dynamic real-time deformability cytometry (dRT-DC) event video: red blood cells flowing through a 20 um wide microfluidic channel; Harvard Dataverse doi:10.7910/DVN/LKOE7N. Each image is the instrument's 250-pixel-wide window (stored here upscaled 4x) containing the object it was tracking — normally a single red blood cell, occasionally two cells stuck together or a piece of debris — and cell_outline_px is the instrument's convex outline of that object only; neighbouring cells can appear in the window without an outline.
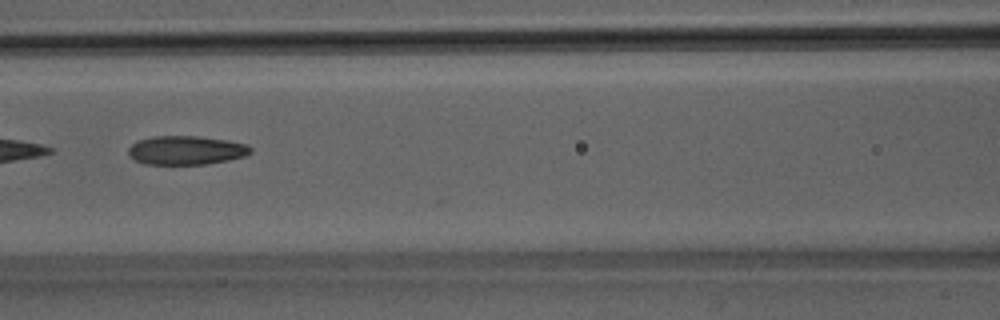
{"species": "Egyptian fruit bat (a non-hibernating species)", "species_latin": "Rousettus aegyptiacus", "temperature_condition": "room temperature", "stored_images_in_passage": 10, "camera_frame_rate_fps": 3000, "um_per_image_px": 0.085, "animal": {"sex": "male"}, "frame": {"image": 1, "passage_image": 7, "time_ms": 2.0, "image_size_px": [1000, 320], "cell_outline_px": [[252, 152], [244, 156], [228, 160], [204, 164], [144, 164], [128, 156], [128, 148], [136, 140], [152, 136], [196, 136], [228, 140], [248, 144], [252, 148]], "centroid_in_image_um": [15.8, 12.76], "position_along_channel_um": 150.8, "area_um2": 20.69}}